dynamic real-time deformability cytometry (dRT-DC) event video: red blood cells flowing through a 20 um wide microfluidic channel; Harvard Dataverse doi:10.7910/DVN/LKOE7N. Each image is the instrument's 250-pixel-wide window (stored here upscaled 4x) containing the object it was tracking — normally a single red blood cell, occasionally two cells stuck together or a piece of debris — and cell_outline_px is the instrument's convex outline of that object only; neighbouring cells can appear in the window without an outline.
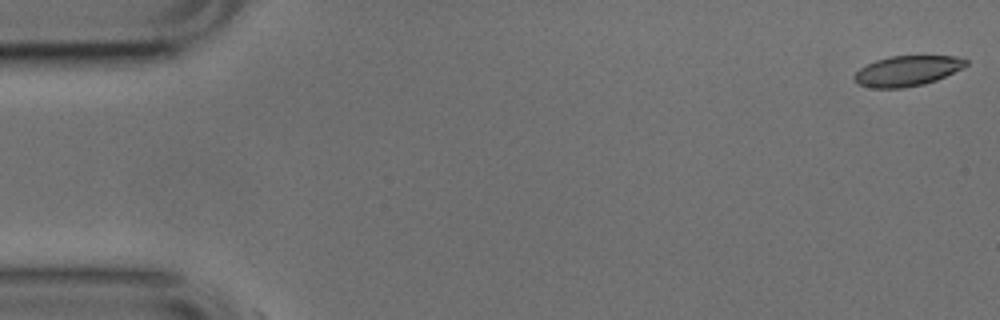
{"species": "common noctule bat (a hibernating species)", "species_latin": "Nyctalus noctula", "temperature_condition": "cold", "stored_images_in_passage": 2, "camera_frame_rate_fps": 3000, "um_per_image_px": 0.085, "animal": {"sex": "male", "body_mass_g": 17.9, "forearm_length_mm": 54.2}, "frame": {"image": 1, "passage_image": 1, "time_ms": 0.0, "image_size_px": [1000, 320], "cell_outline_px": [[968, 64], [964, 68], [936, 80], [924, 84], [904, 88], [872, 88], [856, 84], [852, 76], [860, 68], [876, 60], [888, 56], [956, 56], [968, 60]], "centroid_in_image_um": [77.11, 6.03], "position_along_channel_um": 7.9, "area_um2": 19.88}}